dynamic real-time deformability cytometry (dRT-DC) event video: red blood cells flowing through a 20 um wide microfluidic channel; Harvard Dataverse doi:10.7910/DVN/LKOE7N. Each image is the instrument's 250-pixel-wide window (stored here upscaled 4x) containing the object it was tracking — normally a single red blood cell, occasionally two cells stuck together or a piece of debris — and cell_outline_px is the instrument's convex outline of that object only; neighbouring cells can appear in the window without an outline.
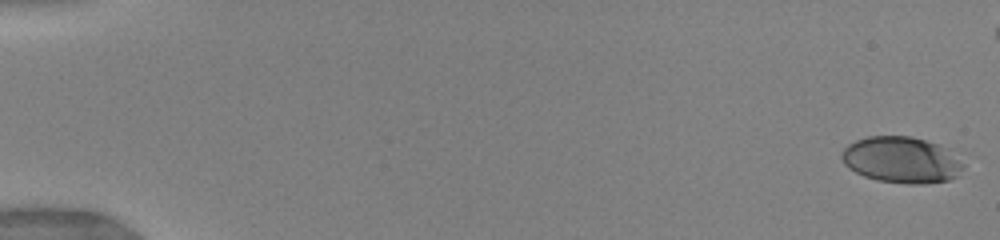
{"species": "human", "species_latin": "Homo sapiens", "temperature_condition": "warm", "stored_images_in_passage": 43, "camera_frame_rate_fps": 3000, "um_per_image_px": 0.085, "donor": {"sex": "female"}, "frame": {"image": 1, "passage_image": 1, "time_ms": 0.0, "image_size_px": [1000, 240], "cell_outline_px": [[964, 168], [956, 176], [948, 180], [924, 184], [908, 184], [876, 180], [864, 176], [848, 168], [844, 164], [840, 156], [840, 152], [848, 144], [856, 140], [868, 136], [912, 136], [936, 144], [944, 148], [964, 164]], "centroid_in_image_um": [76.57, 13.6], "position_along_channel_um": 8.4, "area_um2": 32.66}}
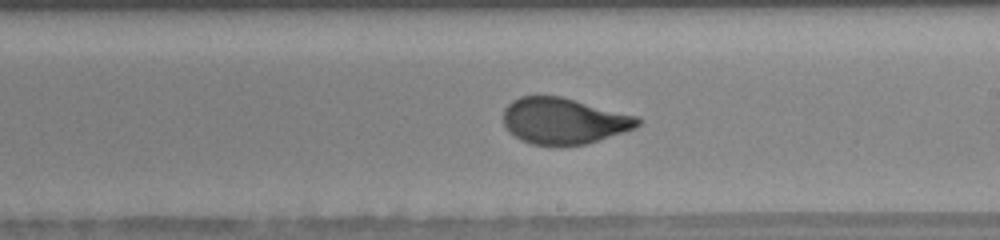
{"frame": {"image": 2, "passage_image": 34, "time_ms": 10.0, "image_size_px": [1000, 240], "cell_outline_px": [[644, 120], [636, 128], [624, 132], [584, 144], [532, 144], [520, 140], [508, 132], [504, 124], [504, 108], [512, 100], [520, 96], [560, 96], [636, 116]], "centroid_in_image_um": [47.9, 10.26], "position_along_channel_um": 241.1, "area_um2": 35.78}}